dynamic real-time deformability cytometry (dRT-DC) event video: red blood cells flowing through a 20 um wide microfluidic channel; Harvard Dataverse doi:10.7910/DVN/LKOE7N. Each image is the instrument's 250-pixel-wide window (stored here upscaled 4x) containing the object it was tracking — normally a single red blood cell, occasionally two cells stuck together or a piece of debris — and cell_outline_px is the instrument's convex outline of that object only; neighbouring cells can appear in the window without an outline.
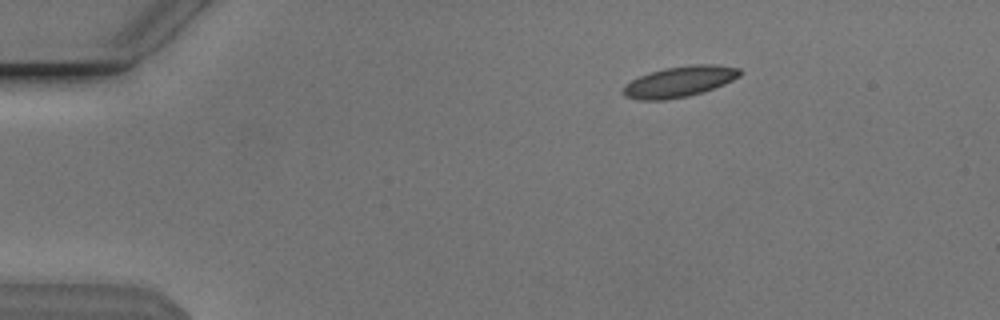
{"species": "Egyptian fruit bat (a non-hibernating species)", "species_latin": "Rousettus aegyptiacus", "temperature_condition": "cold", "stored_images_in_passage": 46, "camera_frame_rate_fps": 3000, "um_per_image_px": 0.085, "animal": {"sex": "male"}, "frame": {"image": 1, "passage_image": 1, "time_ms": 0.0, "image_size_px": [1000, 320], "cell_outline_px": [[740, 76], [724, 84], [704, 92], [688, 96], [664, 100], [636, 100], [624, 96], [620, 92], [624, 84], [640, 76], [664, 68], [692, 64], [712, 64], [740, 68]], "centroid_in_image_um": [57.72, 6.95], "position_along_channel_um": 27.3, "area_um2": 21.04}}
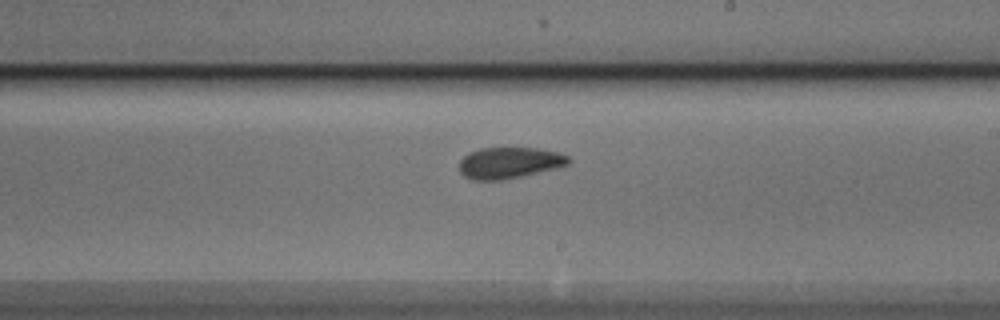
{"frame": {"image": 2, "passage_image": 24, "time_ms": 7.667, "image_size_px": [1000, 320], "cell_outline_px": [[572, 160], [568, 164], [556, 168], [524, 176], [500, 180], [472, 180], [464, 176], [460, 172], [460, 160], [468, 152], [480, 148], [536, 148], [560, 152], [568, 156]], "centroid_in_image_um": [43.3, 13.84], "position_along_channel_um": 245.7, "area_um2": 20.06}}
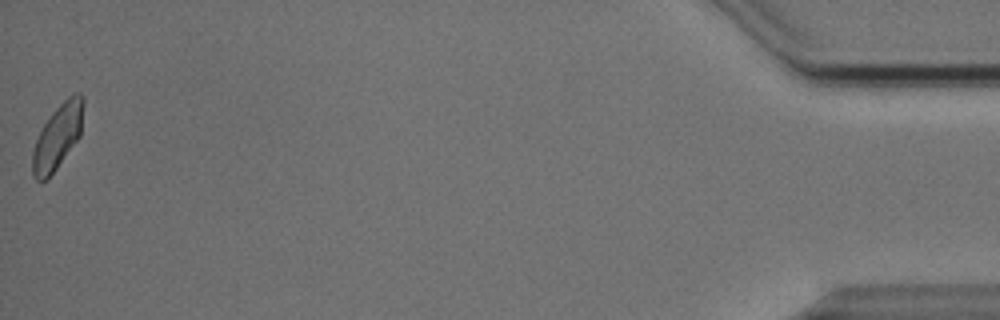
{"frame": {"image": 3, "passage_image": 46, "time_ms": 15.0, "image_size_px": [1000, 320], "cell_outline_px": [[84, 104], [80, 136], [56, 168], [44, 180], [36, 180], [32, 176], [32, 152], [36, 140], [44, 124], [52, 112], [72, 92], [80, 92], [84, 96]], "centroid_in_image_um": [4.91, 11.56], "position_along_channel_um": 430.3, "area_um2": 19.02}, "authors_computed_cell_mechanics": {"area_um2": 20.0855, "velocity_mm_per_s": 3.805, "shape_relaxation_time_tau1_ms": 3.3064, "shape_relaxation_time_tau2_ms": 2.3791, "deformation_change_tau1": 0.0862, "deformation_change_tau2": 0.0701}}